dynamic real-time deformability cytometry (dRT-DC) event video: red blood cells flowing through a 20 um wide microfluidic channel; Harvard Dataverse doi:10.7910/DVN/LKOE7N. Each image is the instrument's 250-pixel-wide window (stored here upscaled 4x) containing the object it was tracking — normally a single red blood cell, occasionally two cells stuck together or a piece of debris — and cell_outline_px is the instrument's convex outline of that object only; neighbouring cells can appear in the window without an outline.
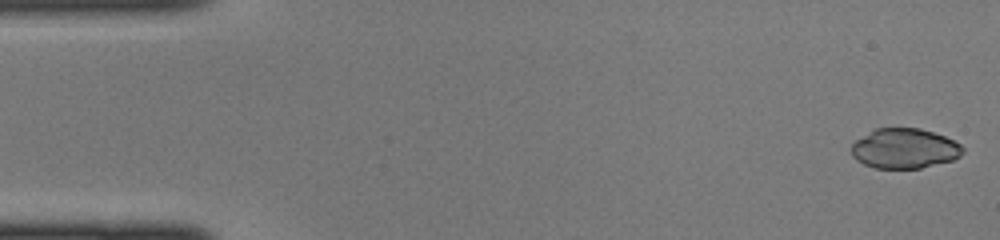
{"species": "common noctule bat (a hibernating species)", "species_latin": "Nyctalus noctula", "temperature_condition": "cold", "stored_images_in_passage": 44, "camera_frame_rate_fps": 3000, "um_per_image_px": 0.085, "animal": {"sex": "female", "body_mass_g": 22.0, "forearm_length_mm": 56.7}, "frame": {"image": 1, "passage_image": 1, "time_ms": 0.0, "image_size_px": [1000, 240], "cell_outline_px": [[964, 152], [960, 156], [952, 160], [920, 168], [876, 168], [864, 164], [856, 160], [852, 156], [852, 144], [856, 140], [876, 128], [920, 128], [944, 136], [960, 144], [964, 148]], "centroid_in_image_um": [76.88, 12.62], "position_along_channel_um": 8.1, "area_um2": 25.78}}
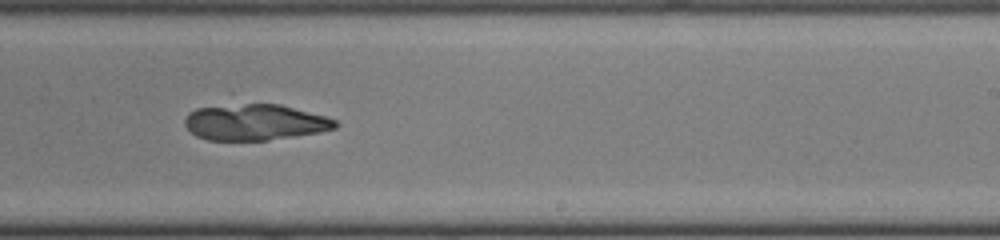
{"frame": {"image": 2, "passage_image": 27, "time_ms": 8.667, "image_size_px": [1000, 240], "cell_outline_px": [[340, 124], [336, 128], [320, 132], [296, 136], [268, 140], [208, 140], [196, 136], [184, 124], [184, 120], [188, 112], [196, 108], [248, 104], [280, 104], [324, 116], [336, 120]], "centroid_in_image_um": [21.68, 10.4], "position_along_channel_um": 267.3, "area_um2": 31.44}}